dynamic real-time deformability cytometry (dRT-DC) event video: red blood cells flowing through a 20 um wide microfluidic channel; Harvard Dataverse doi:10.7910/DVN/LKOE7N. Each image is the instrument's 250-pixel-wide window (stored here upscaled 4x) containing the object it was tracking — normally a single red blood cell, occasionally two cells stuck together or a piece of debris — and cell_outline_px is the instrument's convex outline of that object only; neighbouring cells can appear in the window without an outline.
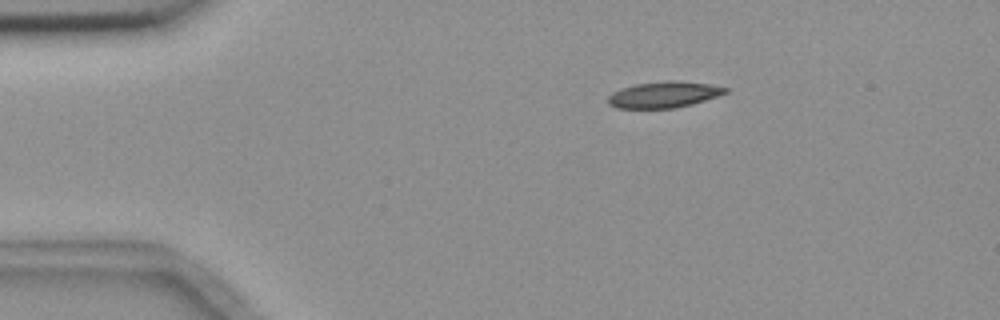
{"species": "common noctule bat (a hibernating species)", "species_latin": "Nyctalus noctula", "temperature_condition": "room temperature", "stored_images_in_passage": 2, "camera_frame_rate_fps": 3000, "um_per_image_px": 0.085, "animal": {"sex": "female", "body_mass_g": 18.4}, "frame": {"image": 1, "passage_image": 1, "time_ms": 0.0, "image_size_px": [1000, 320], "cell_outline_px": [[728, 92], [692, 104], [672, 108], [616, 108], [608, 104], [608, 96], [612, 92], [620, 88], [636, 84], [668, 80], [680, 80], [708, 84], [728, 88]], "centroid_in_image_um": [56.39, 8.03], "position_along_channel_um": 28.6, "area_um2": 17.86}}